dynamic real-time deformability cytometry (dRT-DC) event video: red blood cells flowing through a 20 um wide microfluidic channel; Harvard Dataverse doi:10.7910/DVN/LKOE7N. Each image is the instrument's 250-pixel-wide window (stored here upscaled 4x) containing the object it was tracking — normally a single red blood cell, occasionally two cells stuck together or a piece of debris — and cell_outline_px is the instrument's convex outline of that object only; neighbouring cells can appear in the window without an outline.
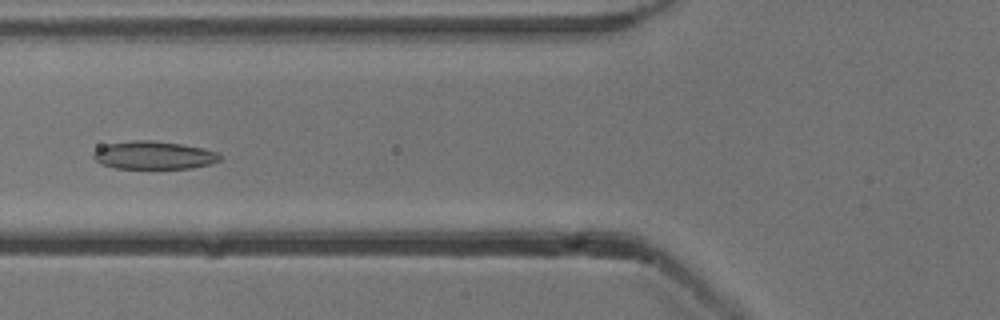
{"species": "common noctule bat (a hibernating species)", "species_latin": "Nyctalus noctula", "temperature_condition": "cold", "stored_images_in_passage": 39, "camera_frame_rate_fps": 3000, "um_per_image_px": 0.085, "animal": {"sex": "male", "body_mass_g": 13.3}, "frame": {"image": 1, "passage_image": 6, "time_ms": 1.667, "image_size_px": [1000, 320], "cell_outline_px": [[224, 156], [220, 160], [212, 164], [192, 168], [116, 168], [100, 164], [92, 156], [92, 152], [96, 148], [108, 144], [136, 140], [152, 140], [180, 144], [200, 148], [216, 152]], "centroid_in_image_um": [13.06, 13.2], "position_along_channel_um": 112.7, "area_um2": 20.63}}
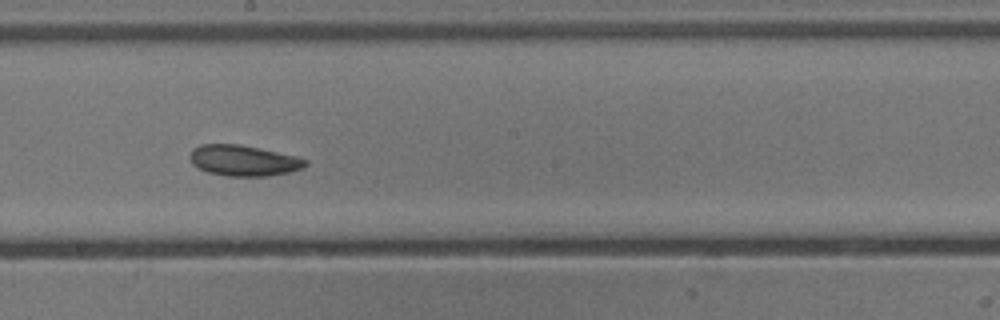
{"frame": {"image": 2, "passage_image": 15, "time_ms": 4.667, "image_size_px": [1000, 320], "cell_outline_px": [[308, 164], [304, 168], [288, 172], [268, 176], [228, 176], [208, 172], [192, 164], [188, 156], [192, 148], [200, 144], [240, 144], [296, 156], [308, 160]], "centroid_in_image_um": [20.69, 13.64], "position_along_channel_um": 227.5, "area_um2": 20.81}}
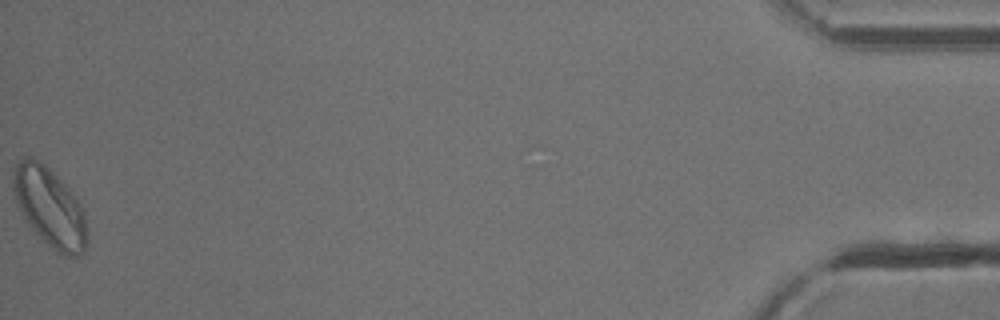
{"frame": {"image": 3, "passage_image": 39, "time_ms": 12.667, "image_size_px": [1000, 320], "cell_outline_px": [[88, 240], [84, 252], [80, 256], [64, 256], [48, 244], [28, 224], [16, 200], [12, 176], [12, 172], [16, 164], [24, 156], [32, 156], [40, 160], [68, 188], [80, 204], [84, 212], [88, 232]], "centroid_in_image_um": [4.25, 17.61], "position_along_channel_um": 431.0, "area_um2": 33.7}, "authors_computed_cell_mechanics": {"area_um2": 21.0392, "velocity_mm_per_s": 3.817, "shape_relaxation_time_tau1_ms": 7.0183, "shape_relaxation_time_tau2_ms": null, "deformation_change_tau1": 0.1042, "deformation_change_tau2": null}}